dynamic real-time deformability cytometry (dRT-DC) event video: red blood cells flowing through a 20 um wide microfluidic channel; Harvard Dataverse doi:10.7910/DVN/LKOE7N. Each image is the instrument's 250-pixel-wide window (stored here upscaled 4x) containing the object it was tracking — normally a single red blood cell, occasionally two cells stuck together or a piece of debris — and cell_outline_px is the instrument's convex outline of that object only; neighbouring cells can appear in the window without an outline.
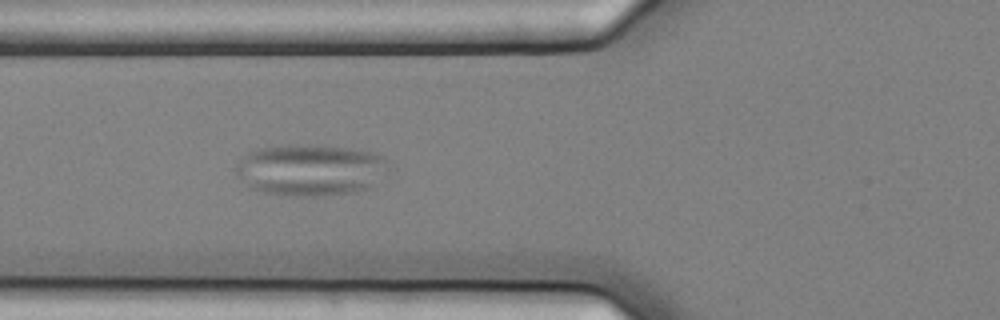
{"species": "common noctule bat (a hibernating species)", "species_latin": "Nyctalus noctula", "temperature_condition": "cold", "stored_images_in_passage": 38, "camera_frame_rate_fps": 3000, "um_per_image_px": 0.085, "animal": {"sex": "female", "body_mass_g": 25.1}, "frame": {"image": 1, "passage_image": 6, "time_ms": 1.667, "image_size_px": [1000, 320], "cell_outline_px": [[388, 168], [368, 188], [356, 192], [320, 196], [288, 196], [264, 192], [248, 188], [236, 176], [236, 164], [248, 152], [260, 148], [288, 144], [324, 144], [348, 148], [368, 152], [384, 156], [388, 160]], "centroid_in_image_um": [26.33, 14.43], "position_along_channel_um": 99.5, "area_um2": 46.3}}
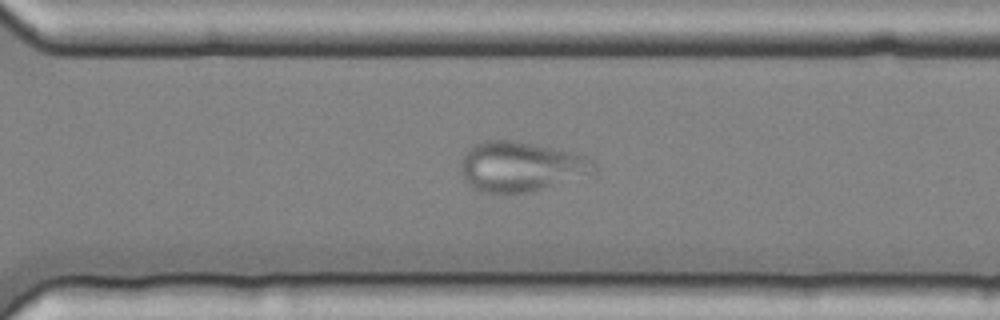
{"frame": {"image": 2, "passage_image": 25, "time_ms": 8.0, "image_size_px": [1000, 320], "cell_outline_px": [[596, 172], [528, 192], [484, 192], [472, 188], [464, 180], [460, 172], [460, 164], [464, 156], [472, 144], [484, 140], [508, 140], [552, 148], [592, 156], [596, 164]], "centroid_in_image_um": [44.25, 14.14], "position_along_channel_um": 326.3, "area_um2": 38.44}}
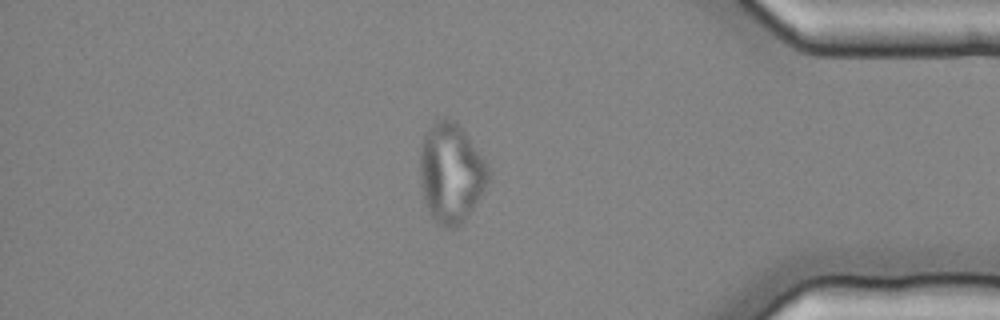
{"frame": {"image": 3, "passage_image": 33, "time_ms": 10.667, "image_size_px": [1000, 320], "cell_outline_px": [[488, 180], [484, 188], [468, 216], [456, 228], [448, 228], [440, 224], [428, 212], [424, 204], [420, 184], [420, 144], [424, 132], [436, 116], [444, 116], [456, 120], [488, 164]], "centroid_in_image_um": [38.28, 14.63], "position_along_channel_um": 396.9, "area_um2": 40.17}}